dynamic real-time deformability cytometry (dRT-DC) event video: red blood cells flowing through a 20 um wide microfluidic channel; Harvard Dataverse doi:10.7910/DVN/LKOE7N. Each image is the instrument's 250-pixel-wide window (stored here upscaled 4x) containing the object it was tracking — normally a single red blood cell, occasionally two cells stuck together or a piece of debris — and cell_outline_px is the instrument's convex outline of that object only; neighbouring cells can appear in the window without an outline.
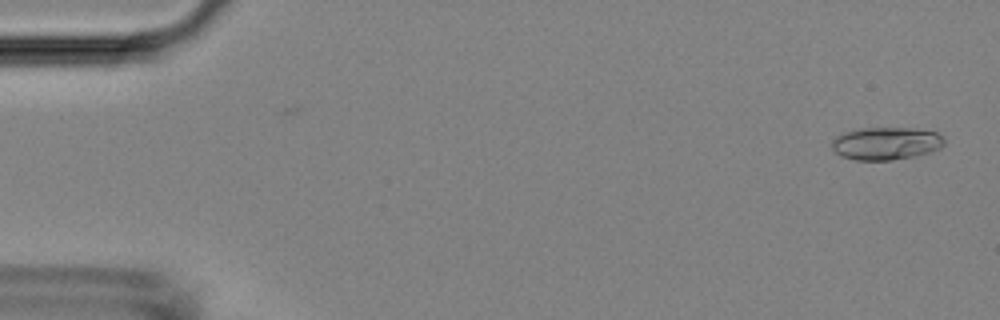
{"species": "Egyptian fruit bat (a non-hibernating species)", "species_latin": "Rousettus aegyptiacus", "temperature_condition": "room temperature", "stored_images_in_passage": 51, "camera_frame_rate_fps": 3000, "um_per_image_px": 0.085, "animal": {"sex": "female"}, "frame": {"image": 1, "passage_image": 1, "time_ms": 0.0, "image_size_px": [1000, 320], "cell_outline_px": [[944, 144], [940, 148], [932, 152], [916, 156], [892, 160], [856, 160], [840, 156], [832, 148], [832, 140], [840, 132], [860, 128], [912, 128], [936, 132], [944, 140]], "centroid_in_image_um": [75.28, 12.19], "position_along_channel_um": 9.7, "area_um2": 21.62}}
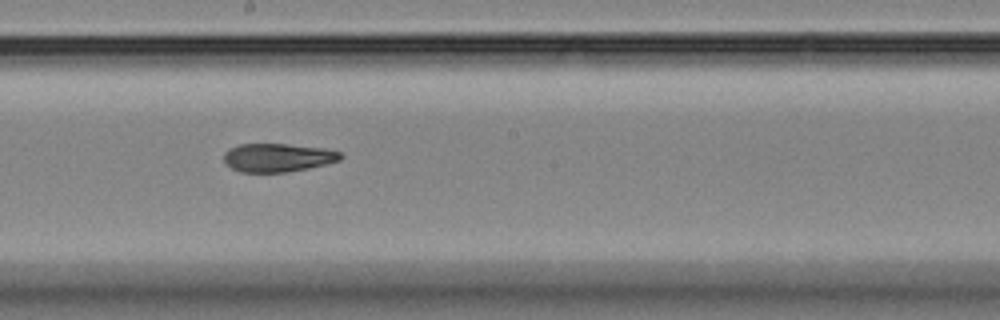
{"frame": {"image": 2, "passage_image": 28, "time_ms": 9.0, "image_size_px": [1000, 320], "cell_outline_px": [[344, 156], [340, 160], [308, 168], [288, 172], [240, 172], [224, 164], [224, 152], [228, 148], [240, 144], [288, 144], [324, 148], [340, 152]], "centroid_in_image_um": [23.58, 13.39], "position_along_channel_um": 224.6, "area_um2": 19.42}}
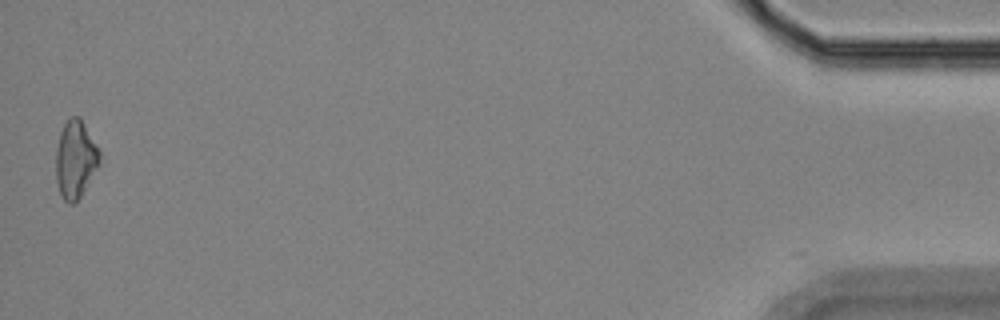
{"frame": {"image": 3, "passage_image": 51, "time_ms": 16.667, "image_size_px": [1000, 320], "cell_outline_px": [[100, 164], [88, 184], [80, 196], [72, 204], [68, 204], [64, 200], [60, 192], [56, 180], [56, 148], [60, 132], [64, 124], [72, 116], [80, 116], [100, 152]], "centroid_in_image_um": [6.41, 13.53], "position_along_channel_um": 428.8, "area_um2": 19.65}, "authors_computed_cell_mechanics": {"area_um2": 19.9988, "velocity_mm_per_s": 3.8161, "shape_relaxation_time_tau1_ms": null, "shape_relaxation_time_tau2_ms": 2.4845, "deformation_change_tau1": null, "deformation_change_tau2": 0.0832}}